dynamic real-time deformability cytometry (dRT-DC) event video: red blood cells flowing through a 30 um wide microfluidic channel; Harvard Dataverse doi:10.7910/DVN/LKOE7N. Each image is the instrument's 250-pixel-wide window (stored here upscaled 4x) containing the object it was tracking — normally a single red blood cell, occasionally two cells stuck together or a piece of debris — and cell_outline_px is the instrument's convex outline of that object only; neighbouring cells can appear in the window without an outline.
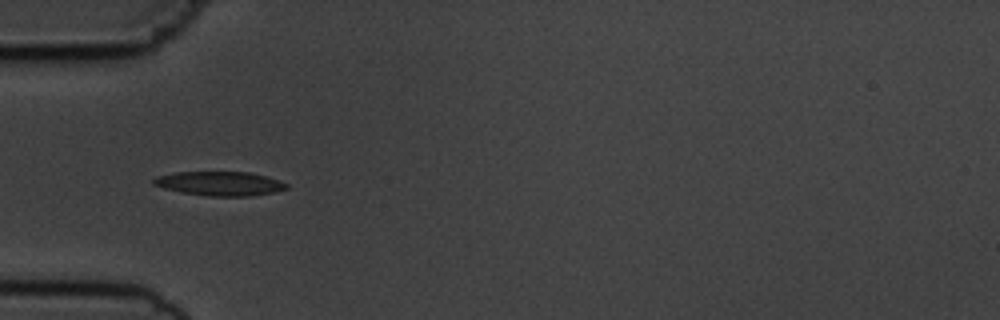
{"species": "common noctule bat (a hibernating species)", "species_latin": "Nyctalus noctula", "temperature_condition": "cold", "stored_images_in_passage": 6, "camera_frame_rate_fps": 3000, "um_per_image_px": 0.085, "animal": {"sex": "male", "body_mass_g": 19.5, "forearm_length_mm": 54.6}, "frame": {"image": 1, "passage_image": 5, "time_ms": 4.667, "image_size_px": [1000, 320], "cell_outline_px": [[288, 188], [276, 192], [252, 196], [208, 196], [180, 192], [164, 188], [152, 184], [152, 180], [156, 176], [176, 172], [248, 172], [264, 176], [288, 184]], "centroid_in_image_um": [18.65, 15.61], "position_along_channel_um": 66.3, "area_um2": 18.67}}
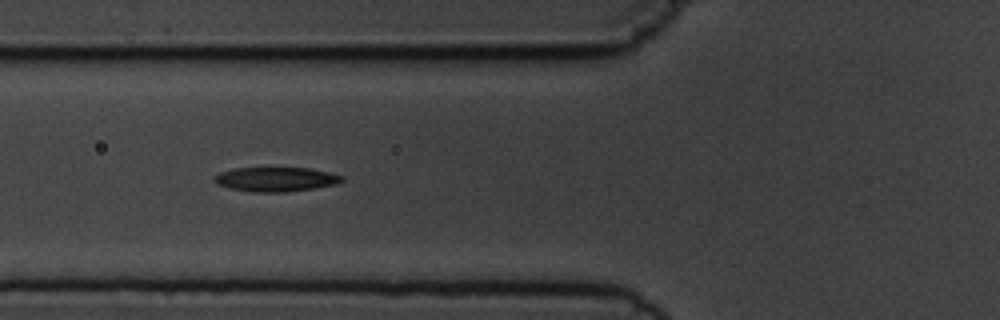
{"frame": {"image": 2, "passage_image": 6, "time_ms": 5.667, "image_size_px": [1000, 320], "cell_outline_px": [[344, 180], [336, 184], [312, 188], [284, 192], [252, 192], [228, 188], [216, 184], [212, 180], [220, 172], [232, 168], [308, 168], [328, 172], [344, 176]], "centroid_in_image_um": [23.41, 15.24], "position_along_channel_um": 102.4, "area_um2": 18.09}}